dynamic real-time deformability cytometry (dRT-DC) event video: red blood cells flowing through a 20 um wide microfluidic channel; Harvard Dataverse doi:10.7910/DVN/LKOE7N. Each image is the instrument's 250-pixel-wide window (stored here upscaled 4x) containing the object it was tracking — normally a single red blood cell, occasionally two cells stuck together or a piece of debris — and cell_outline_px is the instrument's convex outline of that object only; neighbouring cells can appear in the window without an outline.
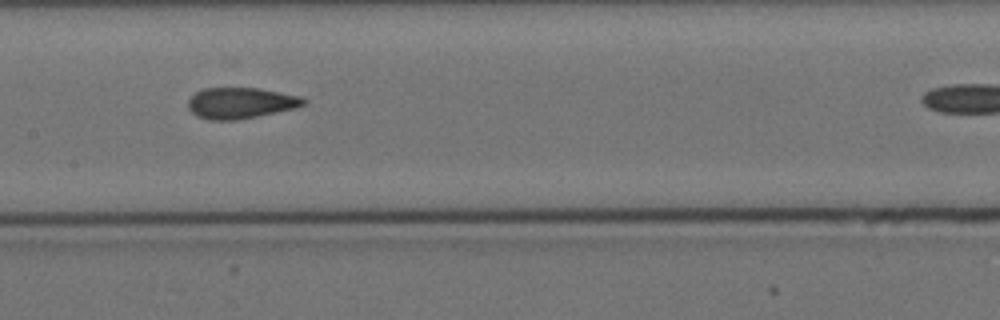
{"species": "Egyptian fruit bat (a non-hibernating species)", "species_latin": "Rousettus aegyptiacus", "temperature_condition": "cold", "stored_images_in_passage": 7, "camera_frame_rate_fps": 3000, "um_per_image_px": 0.085, "animal": {"sex": "female"}, "frame": {"image": 1, "passage_image": 5, "time_ms": 4.667, "image_size_px": [1000, 320], "cell_outline_px": [[308, 100], [304, 104], [296, 108], [236, 120], [208, 120], [196, 116], [188, 108], [188, 100], [196, 92], [204, 88], [260, 88], [300, 96]], "centroid_in_image_um": [20.44, 8.75], "position_along_channel_um": 187.0, "area_um2": 20.87}}
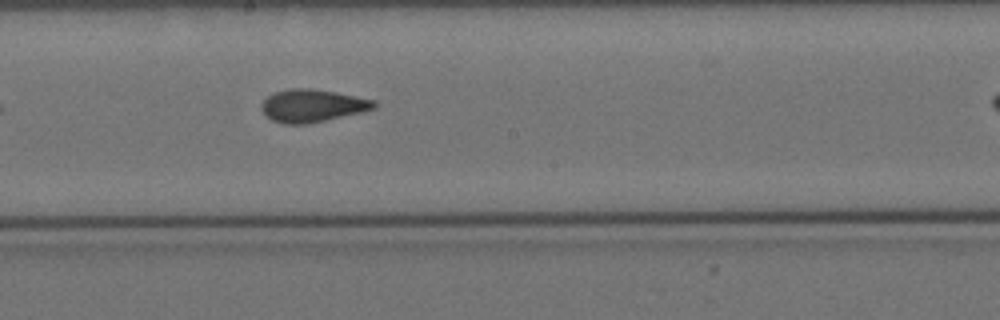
{"frame": {"image": 2, "passage_image": 6, "time_ms": 5.667, "image_size_px": [1000, 320], "cell_outline_px": [[376, 108], [360, 112], [324, 120], [304, 124], [284, 124], [272, 120], [260, 108], [260, 104], [268, 96], [276, 92], [288, 88], [312, 88], [336, 92], [376, 100]], "centroid_in_image_um": [26.54, 8.97], "position_along_channel_um": 221.7, "area_um2": 21.27}}